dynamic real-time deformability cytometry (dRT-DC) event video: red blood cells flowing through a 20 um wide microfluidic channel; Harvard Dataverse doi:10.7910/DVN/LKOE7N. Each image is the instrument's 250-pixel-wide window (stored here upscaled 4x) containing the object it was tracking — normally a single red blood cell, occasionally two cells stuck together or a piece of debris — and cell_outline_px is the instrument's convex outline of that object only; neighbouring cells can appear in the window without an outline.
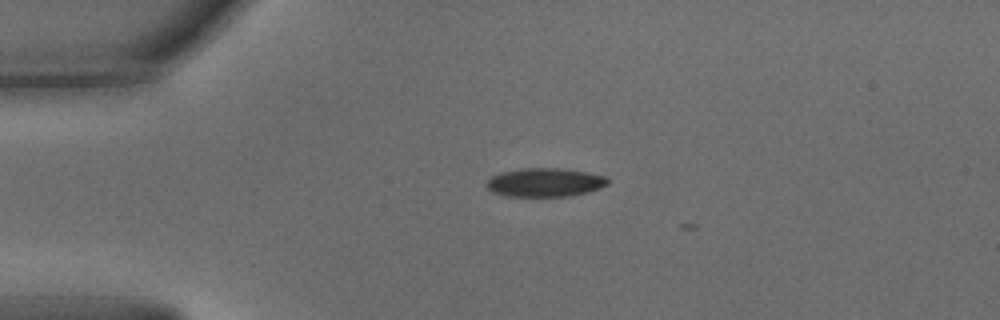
{"species": "common noctule bat (a hibernating species)", "species_latin": "Nyctalus noctula", "temperature_condition": "warm", "stored_images_in_passage": 5, "camera_frame_rate_fps": 3000, "um_per_image_px": 0.085, "animal": {"sex": "male", "body_mass_g": 15.6}, "frame": {"image": 1, "passage_image": 1, "time_ms": 0.0, "image_size_px": [1000, 320], "cell_outline_px": [[608, 184], [600, 188], [588, 192], [572, 196], [504, 196], [492, 192], [484, 184], [492, 176], [500, 172], [520, 168], [564, 168], [604, 176], [608, 180]], "centroid_in_image_um": [46.28, 15.5], "position_along_channel_um": 38.7, "area_um2": 20.35}}